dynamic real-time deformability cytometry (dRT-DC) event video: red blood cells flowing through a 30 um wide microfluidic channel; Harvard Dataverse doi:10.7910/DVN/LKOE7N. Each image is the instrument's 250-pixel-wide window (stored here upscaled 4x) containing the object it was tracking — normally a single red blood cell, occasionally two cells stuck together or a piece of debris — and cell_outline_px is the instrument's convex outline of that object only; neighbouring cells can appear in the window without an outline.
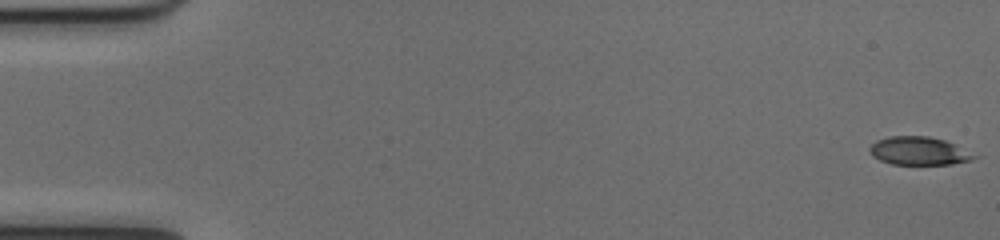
{"species": "common noctule bat (a hibernating species)", "species_latin": "Nyctalus noctula", "temperature_condition": "cold", "stored_images_in_passage": 9, "camera_frame_rate_fps": 3000, "um_per_image_px": 0.085, "animal": {"sex": "female", "body_mass_g": 17.0, "forearm_length_mm": 48.0}, "frame": {"image": 1, "passage_image": 1, "time_ms": 0.0, "image_size_px": [1000, 240], "cell_outline_px": [[980, 156], [972, 160], [952, 164], [892, 164], [880, 160], [872, 156], [868, 148], [876, 140], [888, 136], [928, 136], [944, 140]], "centroid_in_image_um": [78.09, 12.83], "position_along_channel_um": 6.9, "area_um2": 17.17}}